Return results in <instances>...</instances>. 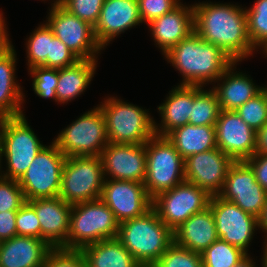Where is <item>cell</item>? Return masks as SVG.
<instances>
[{
	"mask_svg": "<svg viewBox=\"0 0 267 267\" xmlns=\"http://www.w3.org/2000/svg\"><path fill=\"white\" fill-rule=\"evenodd\" d=\"M254 154L267 155V122L256 131V150Z\"/></svg>",
	"mask_w": 267,
	"mask_h": 267,
	"instance_id": "f6af8a7d",
	"label": "cell"
},
{
	"mask_svg": "<svg viewBox=\"0 0 267 267\" xmlns=\"http://www.w3.org/2000/svg\"><path fill=\"white\" fill-rule=\"evenodd\" d=\"M78 60L69 48L54 37L50 42V56H47V68L61 69L74 65Z\"/></svg>",
	"mask_w": 267,
	"mask_h": 267,
	"instance_id": "b9f144b4",
	"label": "cell"
},
{
	"mask_svg": "<svg viewBox=\"0 0 267 267\" xmlns=\"http://www.w3.org/2000/svg\"><path fill=\"white\" fill-rule=\"evenodd\" d=\"M100 199L119 223L145 214L153 205L144 183L127 180H104Z\"/></svg>",
	"mask_w": 267,
	"mask_h": 267,
	"instance_id": "9a60e30c",
	"label": "cell"
},
{
	"mask_svg": "<svg viewBox=\"0 0 267 267\" xmlns=\"http://www.w3.org/2000/svg\"><path fill=\"white\" fill-rule=\"evenodd\" d=\"M29 70L34 76V92L42 98H53L57 101L58 69L36 66Z\"/></svg>",
	"mask_w": 267,
	"mask_h": 267,
	"instance_id": "d590c367",
	"label": "cell"
},
{
	"mask_svg": "<svg viewBox=\"0 0 267 267\" xmlns=\"http://www.w3.org/2000/svg\"><path fill=\"white\" fill-rule=\"evenodd\" d=\"M185 160L189 156L217 148L215 125L186 124L166 136Z\"/></svg>",
	"mask_w": 267,
	"mask_h": 267,
	"instance_id": "484cf974",
	"label": "cell"
},
{
	"mask_svg": "<svg viewBox=\"0 0 267 267\" xmlns=\"http://www.w3.org/2000/svg\"><path fill=\"white\" fill-rule=\"evenodd\" d=\"M54 37L53 31L47 23L39 26L29 37L27 43L29 69L36 66L47 68V56H50V42Z\"/></svg>",
	"mask_w": 267,
	"mask_h": 267,
	"instance_id": "1f68e13d",
	"label": "cell"
},
{
	"mask_svg": "<svg viewBox=\"0 0 267 267\" xmlns=\"http://www.w3.org/2000/svg\"><path fill=\"white\" fill-rule=\"evenodd\" d=\"M194 31L206 42L220 47L234 62L255 50L247 33L246 11L239 6L200 3L193 5Z\"/></svg>",
	"mask_w": 267,
	"mask_h": 267,
	"instance_id": "6da1fadb",
	"label": "cell"
},
{
	"mask_svg": "<svg viewBox=\"0 0 267 267\" xmlns=\"http://www.w3.org/2000/svg\"><path fill=\"white\" fill-rule=\"evenodd\" d=\"M25 202L18 181L0 175V212L18 211Z\"/></svg>",
	"mask_w": 267,
	"mask_h": 267,
	"instance_id": "74e56055",
	"label": "cell"
},
{
	"mask_svg": "<svg viewBox=\"0 0 267 267\" xmlns=\"http://www.w3.org/2000/svg\"><path fill=\"white\" fill-rule=\"evenodd\" d=\"M235 64L236 62H233L218 78V80L225 79L221 86L213 87L219 101L220 110L235 111L264 88L254 85L252 79H249L245 74L231 72Z\"/></svg>",
	"mask_w": 267,
	"mask_h": 267,
	"instance_id": "d4e9b609",
	"label": "cell"
},
{
	"mask_svg": "<svg viewBox=\"0 0 267 267\" xmlns=\"http://www.w3.org/2000/svg\"><path fill=\"white\" fill-rule=\"evenodd\" d=\"M49 15L46 23L55 37L80 60H96L95 53L102 47L96 41L93 26L69 13L58 0L53 3Z\"/></svg>",
	"mask_w": 267,
	"mask_h": 267,
	"instance_id": "7c38bea8",
	"label": "cell"
},
{
	"mask_svg": "<svg viewBox=\"0 0 267 267\" xmlns=\"http://www.w3.org/2000/svg\"><path fill=\"white\" fill-rule=\"evenodd\" d=\"M17 211L0 212V242L17 236Z\"/></svg>",
	"mask_w": 267,
	"mask_h": 267,
	"instance_id": "7bdbcfd3",
	"label": "cell"
},
{
	"mask_svg": "<svg viewBox=\"0 0 267 267\" xmlns=\"http://www.w3.org/2000/svg\"><path fill=\"white\" fill-rule=\"evenodd\" d=\"M104 177L114 180L145 181L146 149L144 144L108 143L100 154Z\"/></svg>",
	"mask_w": 267,
	"mask_h": 267,
	"instance_id": "ac0fdd59",
	"label": "cell"
},
{
	"mask_svg": "<svg viewBox=\"0 0 267 267\" xmlns=\"http://www.w3.org/2000/svg\"><path fill=\"white\" fill-rule=\"evenodd\" d=\"M267 239V238H266ZM267 241V240H266ZM265 249H264V257H263V262H262V267H267V242L265 244Z\"/></svg>",
	"mask_w": 267,
	"mask_h": 267,
	"instance_id": "681fc988",
	"label": "cell"
},
{
	"mask_svg": "<svg viewBox=\"0 0 267 267\" xmlns=\"http://www.w3.org/2000/svg\"><path fill=\"white\" fill-rule=\"evenodd\" d=\"M99 107L105 118L108 143L144 144L155 135V121L148 111L114 97Z\"/></svg>",
	"mask_w": 267,
	"mask_h": 267,
	"instance_id": "52a82bcc",
	"label": "cell"
},
{
	"mask_svg": "<svg viewBox=\"0 0 267 267\" xmlns=\"http://www.w3.org/2000/svg\"><path fill=\"white\" fill-rule=\"evenodd\" d=\"M180 4L171 12L152 20V31L155 42L161 47L164 55L181 40L194 32V10L192 7H183Z\"/></svg>",
	"mask_w": 267,
	"mask_h": 267,
	"instance_id": "44dd1931",
	"label": "cell"
},
{
	"mask_svg": "<svg viewBox=\"0 0 267 267\" xmlns=\"http://www.w3.org/2000/svg\"><path fill=\"white\" fill-rule=\"evenodd\" d=\"M209 208L215 219L218 238L247 253L254 229L259 228L258 219L219 196L211 197Z\"/></svg>",
	"mask_w": 267,
	"mask_h": 267,
	"instance_id": "5bb4252c",
	"label": "cell"
},
{
	"mask_svg": "<svg viewBox=\"0 0 267 267\" xmlns=\"http://www.w3.org/2000/svg\"><path fill=\"white\" fill-rule=\"evenodd\" d=\"M43 147L24 115L0 118V158L8 165L1 176L18 181Z\"/></svg>",
	"mask_w": 267,
	"mask_h": 267,
	"instance_id": "8992f818",
	"label": "cell"
},
{
	"mask_svg": "<svg viewBox=\"0 0 267 267\" xmlns=\"http://www.w3.org/2000/svg\"><path fill=\"white\" fill-rule=\"evenodd\" d=\"M144 186L153 199L185 180L184 159L166 136H152L146 143Z\"/></svg>",
	"mask_w": 267,
	"mask_h": 267,
	"instance_id": "5b68a950",
	"label": "cell"
},
{
	"mask_svg": "<svg viewBox=\"0 0 267 267\" xmlns=\"http://www.w3.org/2000/svg\"><path fill=\"white\" fill-rule=\"evenodd\" d=\"M258 226L264 229L265 232H267V198H266L265 206L263 207L262 214L258 218Z\"/></svg>",
	"mask_w": 267,
	"mask_h": 267,
	"instance_id": "7dc6e473",
	"label": "cell"
},
{
	"mask_svg": "<svg viewBox=\"0 0 267 267\" xmlns=\"http://www.w3.org/2000/svg\"><path fill=\"white\" fill-rule=\"evenodd\" d=\"M66 156H100L108 145L106 122L100 107L88 111L53 141Z\"/></svg>",
	"mask_w": 267,
	"mask_h": 267,
	"instance_id": "9c48e42d",
	"label": "cell"
},
{
	"mask_svg": "<svg viewBox=\"0 0 267 267\" xmlns=\"http://www.w3.org/2000/svg\"><path fill=\"white\" fill-rule=\"evenodd\" d=\"M65 159L54 142L39 151L18 180L26 201L59 196Z\"/></svg>",
	"mask_w": 267,
	"mask_h": 267,
	"instance_id": "30bf717a",
	"label": "cell"
},
{
	"mask_svg": "<svg viewBox=\"0 0 267 267\" xmlns=\"http://www.w3.org/2000/svg\"><path fill=\"white\" fill-rule=\"evenodd\" d=\"M96 60H78L74 65L58 69L57 101L68 102L83 93L96 69Z\"/></svg>",
	"mask_w": 267,
	"mask_h": 267,
	"instance_id": "f1b7e54d",
	"label": "cell"
},
{
	"mask_svg": "<svg viewBox=\"0 0 267 267\" xmlns=\"http://www.w3.org/2000/svg\"><path fill=\"white\" fill-rule=\"evenodd\" d=\"M165 57L183 75L181 85L200 87L218 80L234 62L220 47L206 42L195 31L172 47Z\"/></svg>",
	"mask_w": 267,
	"mask_h": 267,
	"instance_id": "7a4b0ae2",
	"label": "cell"
},
{
	"mask_svg": "<svg viewBox=\"0 0 267 267\" xmlns=\"http://www.w3.org/2000/svg\"><path fill=\"white\" fill-rule=\"evenodd\" d=\"M51 248L37 237L14 236L0 242V267H43Z\"/></svg>",
	"mask_w": 267,
	"mask_h": 267,
	"instance_id": "7402d4cb",
	"label": "cell"
},
{
	"mask_svg": "<svg viewBox=\"0 0 267 267\" xmlns=\"http://www.w3.org/2000/svg\"><path fill=\"white\" fill-rule=\"evenodd\" d=\"M137 267H159L156 263H138Z\"/></svg>",
	"mask_w": 267,
	"mask_h": 267,
	"instance_id": "f907efd6",
	"label": "cell"
},
{
	"mask_svg": "<svg viewBox=\"0 0 267 267\" xmlns=\"http://www.w3.org/2000/svg\"><path fill=\"white\" fill-rule=\"evenodd\" d=\"M15 50L0 55V118L19 117L24 115L21 110L23 94L15 82Z\"/></svg>",
	"mask_w": 267,
	"mask_h": 267,
	"instance_id": "4316f807",
	"label": "cell"
},
{
	"mask_svg": "<svg viewBox=\"0 0 267 267\" xmlns=\"http://www.w3.org/2000/svg\"><path fill=\"white\" fill-rule=\"evenodd\" d=\"M43 267H87L81 249L52 247Z\"/></svg>",
	"mask_w": 267,
	"mask_h": 267,
	"instance_id": "f35d334b",
	"label": "cell"
},
{
	"mask_svg": "<svg viewBox=\"0 0 267 267\" xmlns=\"http://www.w3.org/2000/svg\"><path fill=\"white\" fill-rule=\"evenodd\" d=\"M81 251L87 267H137L138 265L117 237L89 244Z\"/></svg>",
	"mask_w": 267,
	"mask_h": 267,
	"instance_id": "83f0119b",
	"label": "cell"
},
{
	"mask_svg": "<svg viewBox=\"0 0 267 267\" xmlns=\"http://www.w3.org/2000/svg\"><path fill=\"white\" fill-rule=\"evenodd\" d=\"M143 23L137 0H104L94 28L97 43L104 48L128 28Z\"/></svg>",
	"mask_w": 267,
	"mask_h": 267,
	"instance_id": "ffe728a7",
	"label": "cell"
},
{
	"mask_svg": "<svg viewBox=\"0 0 267 267\" xmlns=\"http://www.w3.org/2000/svg\"><path fill=\"white\" fill-rule=\"evenodd\" d=\"M17 236L40 238V222L34 208L25 202L17 211Z\"/></svg>",
	"mask_w": 267,
	"mask_h": 267,
	"instance_id": "ab89813d",
	"label": "cell"
},
{
	"mask_svg": "<svg viewBox=\"0 0 267 267\" xmlns=\"http://www.w3.org/2000/svg\"><path fill=\"white\" fill-rule=\"evenodd\" d=\"M173 236L177 245L202 253L218 239L211 209L208 207L193 214L173 232Z\"/></svg>",
	"mask_w": 267,
	"mask_h": 267,
	"instance_id": "603a6c76",
	"label": "cell"
},
{
	"mask_svg": "<svg viewBox=\"0 0 267 267\" xmlns=\"http://www.w3.org/2000/svg\"><path fill=\"white\" fill-rule=\"evenodd\" d=\"M253 263H254L253 260H251L247 255L243 260H241L238 264L232 267H254L255 264Z\"/></svg>",
	"mask_w": 267,
	"mask_h": 267,
	"instance_id": "c3c4849f",
	"label": "cell"
},
{
	"mask_svg": "<svg viewBox=\"0 0 267 267\" xmlns=\"http://www.w3.org/2000/svg\"><path fill=\"white\" fill-rule=\"evenodd\" d=\"M117 238L138 263H156L174 242L173 232L153 207L141 216L119 223Z\"/></svg>",
	"mask_w": 267,
	"mask_h": 267,
	"instance_id": "3957f363",
	"label": "cell"
},
{
	"mask_svg": "<svg viewBox=\"0 0 267 267\" xmlns=\"http://www.w3.org/2000/svg\"><path fill=\"white\" fill-rule=\"evenodd\" d=\"M159 267H203L201 253L173 242L156 262Z\"/></svg>",
	"mask_w": 267,
	"mask_h": 267,
	"instance_id": "e575fe53",
	"label": "cell"
},
{
	"mask_svg": "<svg viewBox=\"0 0 267 267\" xmlns=\"http://www.w3.org/2000/svg\"><path fill=\"white\" fill-rule=\"evenodd\" d=\"M242 120L258 131L267 122V88L235 110Z\"/></svg>",
	"mask_w": 267,
	"mask_h": 267,
	"instance_id": "836d02e7",
	"label": "cell"
},
{
	"mask_svg": "<svg viewBox=\"0 0 267 267\" xmlns=\"http://www.w3.org/2000/svg\"><path fill=\"white\" fill-rule=\"evenodd\" d=\"M193 105V86L179 85L174 88L165 103L158 107L162 117V130L154 123L155 134L167 136L175 128L189 124Z\"/></svg>",
	"mask_w": 267,
	"mask_h": 267,
	"instance_id": "cb8c5ba5",
	"label": "cell"
},
{
	"mask_svg": "<svg viewBox=\"0 0 267 267\" xmlns=\"http://www.w3.org/2000/svg\"><path fill=\"white\" fill-rule=\"evenodd\" d=\"M143 22L150 23L152 20L171 12L180 3V0H137Z\"/></svg>",
	"mask_w": 267,
	"mask_h": 267,
	"instance_id": "60d3db41",
	"label": "cell"
},
{
	"mask_svg": "<svg viewBox=\"0 0 267 267\" xmlns=\"http://www.w3.org/2000/svg\"><path fill=\"white\" fill-rule=\"evenodd\" d=\"M246 162L253 169L256 181L267 192V155L254 154L251 158L247 159Z\"/></svg>",
	"mask_w": 267,
	"mask_h": 267,
	"instance_id": "ee69618b",
	"label": "cell"
},
{
	"mask_svg": "<svg viewBox=\"0 0 267 267\" xmlns=\"http://www.w3.org/2000/svg\"><path fill=\"white\" fill-rule=\"evenodd\" d=\"M210 199L206 191L184 180L154 197L152 207L160 220L174 232L193 214L207 209Z\"/></svg>",
	"mask_w": 267,
	"mask_h": 267,
	"instance_id": "8fae6325",
	"label": "cell"
},
{
	"mask_svg": "<svg viewBox=\"0 0 267 267\" xmlns=\"http://www.w3.org/2000/svg\"><path fill=\"white\" fill-rule=\"evenodd\" d=\"M247 255L242 249L220 238L201 253L203 267H232Z\"/></svg>",
	"mask_w": 267,
	"mask_h": 267,
	"instance_id": "4dcf8cb0",
	"label": "cell"
},
{
	"mask_svg": "<svg viewBox=\"0 0 267 267\" xmlns=\"http://www.w3.org/2000/svg\"><path fill=\"white\" fill-rule=\"evenodd\" d=\"M247 33L254 49L267 47V0H257L246 10Z\"/></svg>",
	"mask_w": 267,
	"mask_h": 267,
	"instance_id": "d6a6232c",
	"label": "cell"
},
{
	"mask_svg": "<svg viewBox=\"0 0 267 267\" xmlns=\"http://www.w3.org/2000/svg\"><path fill=\"white\" fill-rule=\"evenodd\" d=\"M104 0H61L60 5L69 13L95 26Z\"/></svg>",
	"mask_w": 267,
	"mask_h": 267,
	"instance_id": "8d00e7d4",
	"label": "cell"
},
{
	"mask_svg": "<svg viewBox=\"0 0 267 267\" xmlns=\"http://www.w3.org/2000/svg\"><path fill=\"white\" fill-rule=\"evenodd\" d=\"M220 111L219 101L213 89L204 91L202 86H193V105H191L189 124L216 125Z\"/></svg>",
	"mask_w": 267,
	"mask_h": 267,
	"instance_id": "f546056e",
	"label": "cell"
},
{
	"mask_svg": "<svg viewBox=\"0 0 267 267\" xmlns=\"http://www.w3.org/2000/svg\"><path fill=\"white\" fill-rule=\"evenodd\" d=\"M104 178L100 156L66 157L59 197L71 205L100 199Z\"/></svg>",
	"mask_w": 267,
	"mask_h": 267,
	"instance_id": "ba28073f",
	"label": "cell"
},
{
	"mask_svg": "<svg viewBox=\"0 0 267 267\" xmlns=\"http://www.w3.org/2000/svg\"><path fill=\"white\" fill-rule=\"evenodd\" d=\"M35 210L40 222V239L51 247L67 248L71 204L59 196L27 201Z\"/></svg>",
	"mask_w": 267,
	"mask_h": 267,
	"instance_id": "d6986e66",
	"label": "cell"
},
{
	"mask_svg": "<svg viewBox=\"0 0 267 267\" xmlns=\"http://www.w3.org/2000/svg\"><path fill=\"white\" fill-rule=\"evenodd\" d=\"M118 233L119 222L101 199L72 205L67 249H82Z\"/></svg>",
	"mask_w": 267,
	"mask_h": 267,
	"instance_id": "277c9868",
	"label": "cell"
},
{
	"mask_svg": "<svg viewBox=\"0 0 267 267\" xmlns=\"http://www.w3.org/2000/svg\"><path fill=\"white\" fill-rule=\"evenodd\" d=\"M216 144L234 161H246L256 150V131L234 110H221L216 121Z\"/></svg>",
	"mask_w": 267,
	"mask_h": 267,
	"instance_id": "e0dca14e",
	"label": "cell"
},
{
	"mask_svg": "<svg viewBox=\"0 0 267 267\" xmlns=\"http://www.w3.org/2000/svg\"><path fill=\"white\" fill-rule=\"evenodd\" d=\"M234 162L219 148L191 155L184 161L185 180L206 191L211 197L218 196Z\"/></svg>",
	"mask_w": 267,
	"mask_h": 267,
	"instance_id": "2e32d148",
	"label": "cell"
},
{
	"mask_svg": "<svg viewBox=\"0 0 267 267\" xmlns=\"http://www.w3.org/2000/svg\"><path fill=\"white\" fill-rule=\"evenodd\" d=\"M5 22L3 20L2 14L0 13V55L6 54L11 50L13 45L9 42L8 35L5 29Z\"/></svg>",
	"mask_w": 267,
	"mask_h": 267,
	"instance_id": "bcb514c9",
	"label": "cell"
},
{
	"mask_svg": "<svg viewBox=\"0 0 267 267\" xmlns=\"http://www.w3.org/2000/svg\"><path fill=\"white\" fill-rule=\"evenodd\" d=\"M218 196L258 219L265 206L267 192L256 181L255 173L246 161H235Z\"/></svg>",
	"mask_w": 267,
	"mask_h": 267,
	"instance_id": "4fadbf2b",
	"label": "cell"
}]
</instances>
